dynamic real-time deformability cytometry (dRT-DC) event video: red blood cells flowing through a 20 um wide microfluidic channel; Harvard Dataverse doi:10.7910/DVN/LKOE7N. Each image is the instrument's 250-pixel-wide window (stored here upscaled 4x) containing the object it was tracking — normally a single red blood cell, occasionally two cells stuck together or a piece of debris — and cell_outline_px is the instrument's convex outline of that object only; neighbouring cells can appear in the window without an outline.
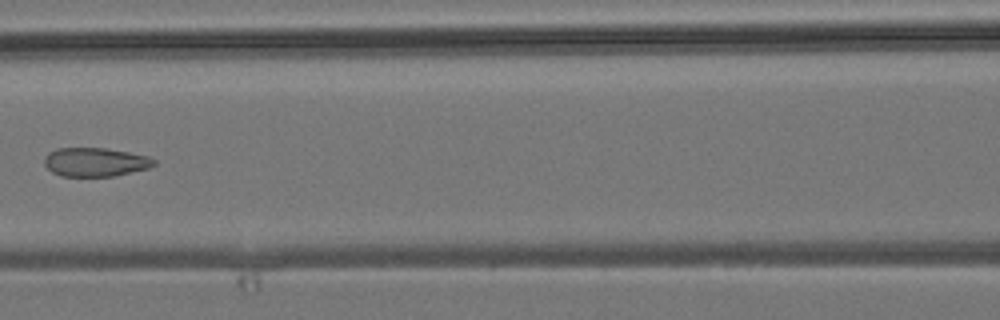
{"species": "common noctule bat (a hibernating species)", "species_latin": "Nyctalus noctula", "temperature_condition": "room temperature", "stored_images_in_passage": 7, "camera_frame_rate_fps": 3000, "um_per_image_px": 0.085, "animal": {"sex": "male", "body_mass_g": 19.2, "forearm_length_mm": 51.8}, "frame": {"image": 1, "passage_image": 6, "time_ms": 7.333, "image_size_px": [1000, 320], "cell_outline_px": [[156, 164], [148, 168], [116, 176], [60, 176], [52, 172], [44, 164], [44, 156], [48, 152], [56, 148], [104, 148], [128, 152], [148, 156], [156, 160]], "centroid_in_image_um": [8.08, 13.77], "position_along_channel_um": 158.5, "area_um2": 18.5}}
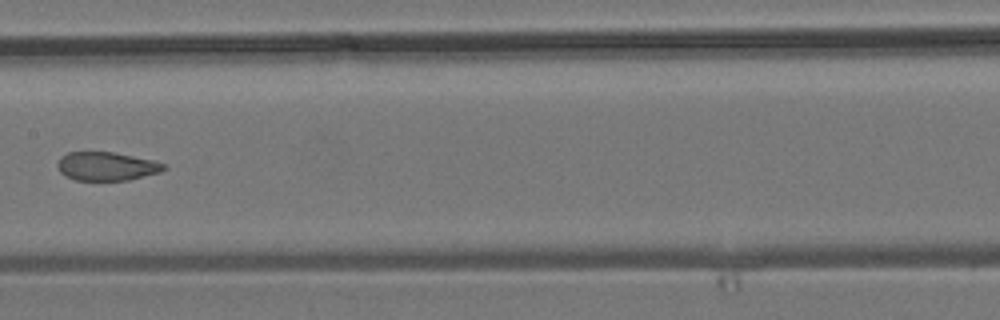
{"frame": {"image": 2, "passage_image": 7, "time_ms": 8.333, "image_size_px": [1000, 320], "cell_outline_px": [[168, 168], [160, 172], [128, 180], [76, 180], [64, 176], [60, 172], [56, 164], [60, 156], [68, 152], [112, 152], [152, 160], [164, 164]], "centroid_in_image_um": [9.02, 14.13], "position_along_channel_um": 198.4, "area_um2": 17.69}}